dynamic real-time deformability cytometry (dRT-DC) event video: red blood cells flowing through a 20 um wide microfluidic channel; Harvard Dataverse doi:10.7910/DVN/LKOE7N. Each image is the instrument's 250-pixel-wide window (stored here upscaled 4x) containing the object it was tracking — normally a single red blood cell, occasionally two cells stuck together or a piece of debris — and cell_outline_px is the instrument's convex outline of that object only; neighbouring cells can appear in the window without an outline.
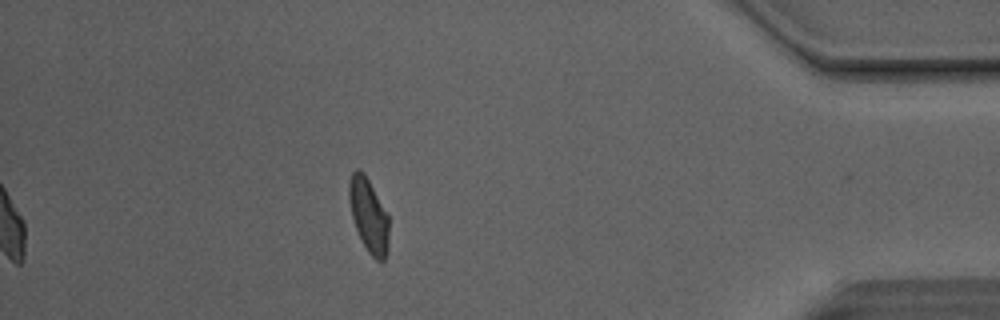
{"species": "Egyptian fruit bat (a non-hibernating species)", "species_latin": "Rousettus aegyptiacus", "temperature_condition": "room temperature", "stored_images_in_passage": 42, "camera_frame_rate_fps": 3000, "um_per_image_px": 0.085, "animal": {"sex": "male"}, "frame": {"image": 1, "passage_image": 42, "time_ms": 13.667, "image_size_px": [1000, 320], "cell_outline_px": [[388, 248], [384, 260], [376, 260], [368, 252], [356, 228], [352, 216], [348, 196], [348, 184], [352, 172], [356, 168], [360, 168], [364, 172], [388, 216]], "centroid_in_image_um": [31.32, 18.27], "position_along_channel_um": 403.9, "area_um2": 16.88}, "authors_computed_cell_mechanics": {"area_um2": 18.3226, "velocity_mm_per_s": 4.143, "shape_relaxation_time_tau1_ms": 5.5307, "shape_relaxation_time_tau2_ms": 1.2419, "deformation_change_tau1": 0.1567, "deformation_change_tau2": 0.0924}}